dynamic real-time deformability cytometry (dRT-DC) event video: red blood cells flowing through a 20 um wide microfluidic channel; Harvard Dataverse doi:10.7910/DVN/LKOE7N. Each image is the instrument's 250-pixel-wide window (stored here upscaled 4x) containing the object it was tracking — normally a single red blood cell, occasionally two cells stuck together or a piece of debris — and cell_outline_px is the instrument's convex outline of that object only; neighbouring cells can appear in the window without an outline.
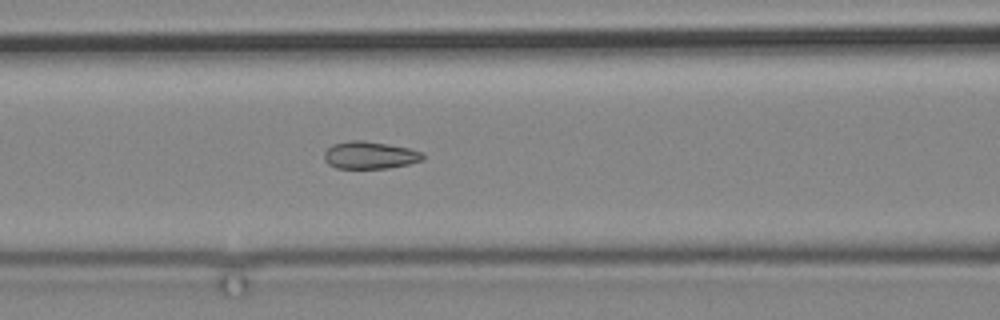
{"species": "common noctule bat (a hibernating species)", "species_latin": "Nyctalus noctula", "temperature_condition": "cold", "stored_images_in_passage": 5, "camera_frame_rate_fps": 3000, "um_per_image_px": 0.085, "animal": {"sex": "male", "body_mass_g": 19.2, "forearm_length_mm": 51.8}, "frame": {"image": 1, "passage_image": 5, "time_ms": 4.667, "image_size_px": [1000, 320], "cell_outline_px": [[424, 160], [408, 164], [388, 168], [336, 168], [328, 164], [324, 160], [324, 152], [332, 144], [348, 140], [364, 140], [388, 144], [408, 148], [424, 152]], "centroid_in_image_um": [31.43, 13.18], "position_along_channel_um": 135.2, "area_um2": 15.9}}